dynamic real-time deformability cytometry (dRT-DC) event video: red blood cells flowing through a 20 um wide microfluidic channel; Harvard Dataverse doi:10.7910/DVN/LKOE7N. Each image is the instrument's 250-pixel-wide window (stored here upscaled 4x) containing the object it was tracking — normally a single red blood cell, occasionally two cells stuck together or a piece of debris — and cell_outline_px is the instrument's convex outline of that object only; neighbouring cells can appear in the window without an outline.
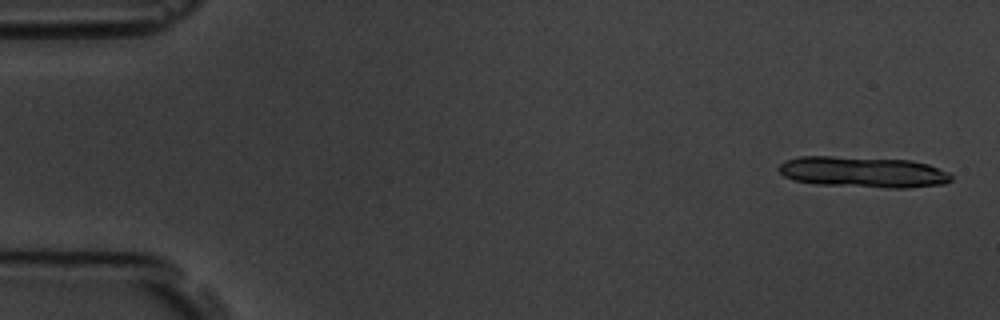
{"species": "common noctule bat (a hibernating species)", "species_latin": "Nyctalus noctula", "temperature_condition": "room temperature", "stored_images_in_passage": 6, "camera_frame_rate_fps": 3000, "um_per_image_px": 0.085, "animal": {"sex": "male", "body_mass_g": 19.5, "forearm_length_mm": 54.6}, "frame": {"image": 1, "passage_image": 1, "time_ms": 0.0, "image_size_px": [1000, 320], "cell_outline_px": [[952, 180], [944, 184], [908, 188], [888, 188], [816, 184], [792, 180], [784, 176], [776, 168], [784, 160], [800, 156], [832, 156], [912, 160], [928, 164], [948, 172], [952, 176]], "centroid_in_image_um": [73.34, 14.62], "position_along_channel_um": 11.7, "area_um2": 31.44}}
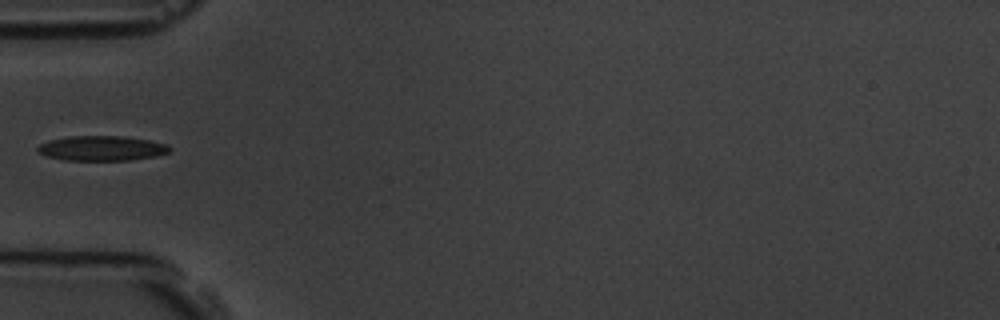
{"frame": {"image": 2, "passage_image": 6, "time_ms": 5.667, "image_size_px": [1000, 320], "cell_outline_px": [[172, 148], [168, 152], [156, 156], [128, 160], [64, 160], [48, 156], [40, 152], [36, 148], [40, 144], [48, 140], [72, 136], [124, 136], [148, 140], [168, 144]], "centroid_in_image_um": [8.67, 12.6], "position_along_channel_um": 76.3, "area_um2": 19.02}}